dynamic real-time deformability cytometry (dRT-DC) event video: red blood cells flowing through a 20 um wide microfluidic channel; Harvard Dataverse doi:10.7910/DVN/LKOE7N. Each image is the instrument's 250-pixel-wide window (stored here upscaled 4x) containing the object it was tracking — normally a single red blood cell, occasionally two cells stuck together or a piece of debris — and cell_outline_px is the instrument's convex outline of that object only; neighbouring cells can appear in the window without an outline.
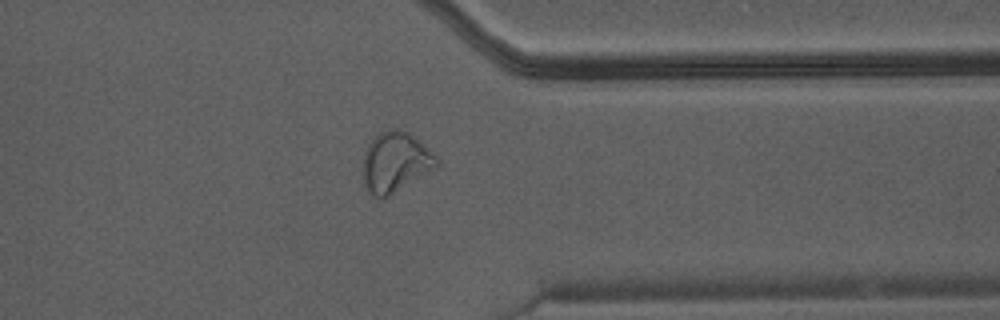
{"species": "Egyptian fruit bat (a non-hibernating species)", "species_latin": "Rousettus aegyptiacus", "temperature_condition": "warm", "stored_images_in_passage": 31, "camera_frame_rate_fps": 3000, "um_per_image_px": 0.085, "animal": {"sex": "male"}, "frame": {"image": 1, "passage_image": 22, "time_ms": 7.0, "image_size_px": [1000, 320], "cell_outline_px": [[440, 164], [436, 168], [384, 200], [380, 200], [372, 196], [368, 192], [364, 184], [364, 152], [368, 144], [376, 132], [388, 128], [400, 128], [408, 132], [436, 156]], "centroid_in_image_um": [33.58, 13.8], "position_along_channel_um": 377.8, "area_um2": 26.3}}
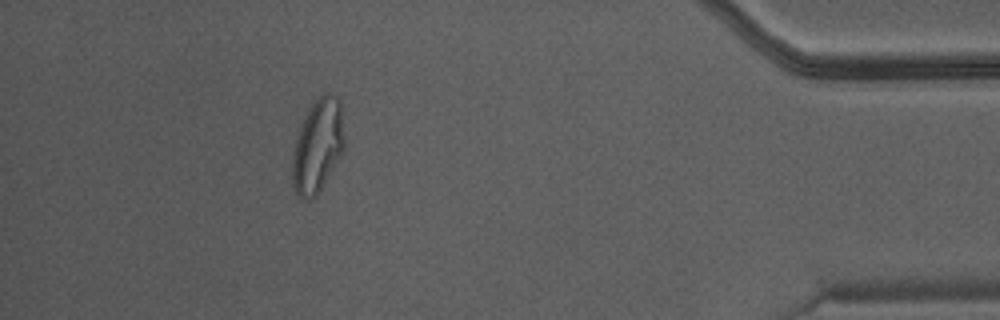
{"frame": {"image": 2, "passage_image": 27, "time_ms": 8.667, "image_size_px": [1000, 320], "cell_outline_px": [[344, 148], [320, 192], [316, 196], [308, 200], [296, 196], [292, 184], [292, 156], [296, 136], [316, 96], [324, 92], [328, 92], [336, 96], [340, 100], [344, 132]], "centroid_in_image_um": [27.0, 12.41], "position_along_channel_um": 408.2, "area_um2": 28.5}}